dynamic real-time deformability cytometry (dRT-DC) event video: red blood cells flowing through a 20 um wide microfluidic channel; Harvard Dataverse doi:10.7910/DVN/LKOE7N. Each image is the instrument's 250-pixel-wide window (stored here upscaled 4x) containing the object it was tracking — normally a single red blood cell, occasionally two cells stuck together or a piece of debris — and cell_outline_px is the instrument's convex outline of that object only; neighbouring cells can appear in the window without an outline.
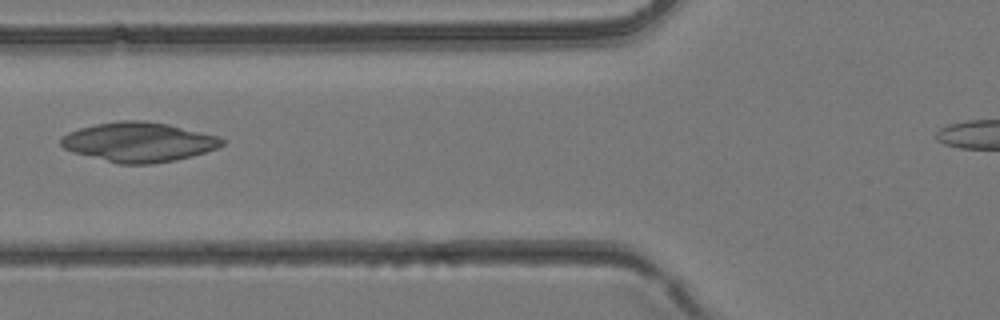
{"species": "common noctule bat (a hibernating species)", "species_latin": "Nyctalus noctula", "temperature_condition": "room temperature", "stored_images_in_passage": 4, "camera_frame_rate_fps": 3000, "um_per_image_px": 0.085, "animal": {"sex": "female", "body_mass_g": 24.6, "forearm_length_mm": 56.2}, "frame": {"image": 1, "passage_image": 4, "time_ms": 1.0, "image_size_px": [1000, 320], "cell_outline_px": [[224, 144], [220, 148], [192, 156], [176, 160], [152, 164], [120, 164], [72, 152], [64, 148], [60, 144], [60, 136], [68, 132], [80, 128], [96, 124], [120, 120], [144, 120], [168, 124], [220, 136], [224, 140]], "centroid_in_image_um": [11.81, 12.07], "position_along_channel_um": 114.0, "area_um2": 37.4}}